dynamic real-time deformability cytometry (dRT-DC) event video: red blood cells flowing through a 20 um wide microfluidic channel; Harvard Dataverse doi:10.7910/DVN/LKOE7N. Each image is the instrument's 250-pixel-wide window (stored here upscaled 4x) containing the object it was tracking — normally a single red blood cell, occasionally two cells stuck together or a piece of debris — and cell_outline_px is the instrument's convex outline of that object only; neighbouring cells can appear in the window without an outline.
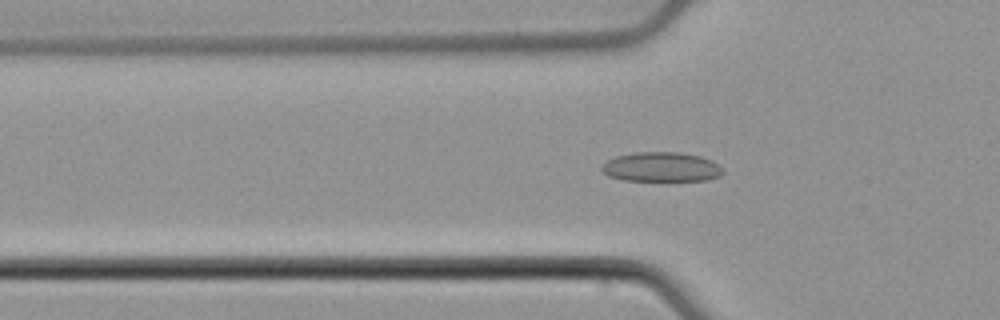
{"species": "common noctule bat (a hibernating species)", "species_latin": "Nyctalus noctula", "temperature_condition": "cold", "stored_images_in_passage": 40, "camera_frame_rate_fps": 3000, "um_per_image_px": 0.085, "animal": {"sex": "male", "body_mass_g": 21.5, "forearm_length_mm": 52.0}, "frame": {"image": 1, "passage_image": 9, "time_ms": 2.667, "image_size_px": [1000, 320], "cell_outline_px": [[724, 172], [720, 176], [708, 180], [624, 180], [608, 176], [600, 168], [608, 160], [616, 156], [636, 152], [680, 152], [700, 156], [712, 160], [724, 168]], "centroid_in_image_um": [56.26, 14.19], "position_along_channel_um": 69.5, "area_um2": 20.87}}
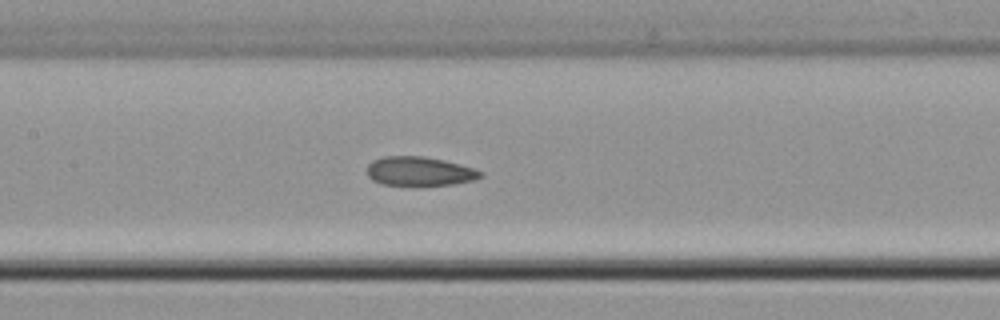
{"frame": {"image": 2, "passage_image": 17, "time_ms": 5.333, "image_size_px": [1000, 320], "cell_outline_px": [[484, 176], [476, 180], [452, 184], [384, 184], [372, 180], [368, 176], [368, 164], [372, 160], [384, 156], [420, 156], [444, 160], [460, 164], [484, 172]], "centroid_in_image_um": [35.68, 14.54], "position_along_channel_um": 171.7, "area_um2": 18.96}}
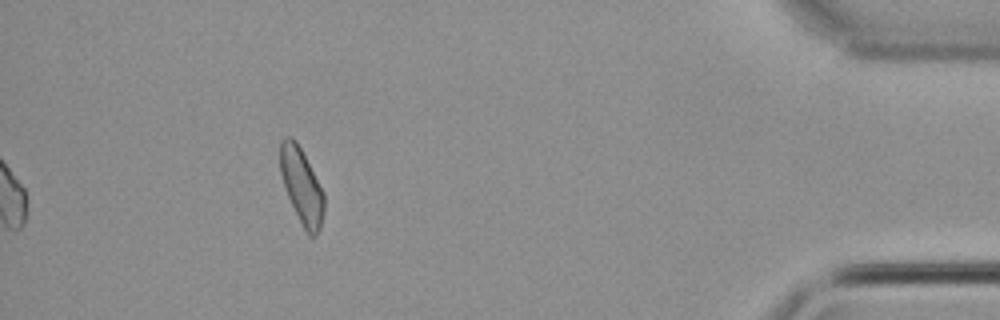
{"frame": {"image": 3, "passage_image": 40, "time_ms": 13.0, "image_size_px": [1000, 320], "cell_outline_px": [[324, 212], [320, 228], [316, 236], [308, 236], [288, 196], [280, 172], [280, 140], [284, 136], [292, 136], [296, 140], [324, 192]], "centroid_in_image_um": [25.64, 15.78], "position_along_channel_um": 409.6, "area_um2": 19.13}, "authors_computed_cell_mechanics": {"area_um2": 19.652, "velocity_mm_per_s": 3.8606, "shape_relaxation_time_tau1_ms": null, "shape_relaxation_time_tau2_ms": 3.9064, "deformation_change_tau1": null, "deformation_change_tau2": 0.062}}